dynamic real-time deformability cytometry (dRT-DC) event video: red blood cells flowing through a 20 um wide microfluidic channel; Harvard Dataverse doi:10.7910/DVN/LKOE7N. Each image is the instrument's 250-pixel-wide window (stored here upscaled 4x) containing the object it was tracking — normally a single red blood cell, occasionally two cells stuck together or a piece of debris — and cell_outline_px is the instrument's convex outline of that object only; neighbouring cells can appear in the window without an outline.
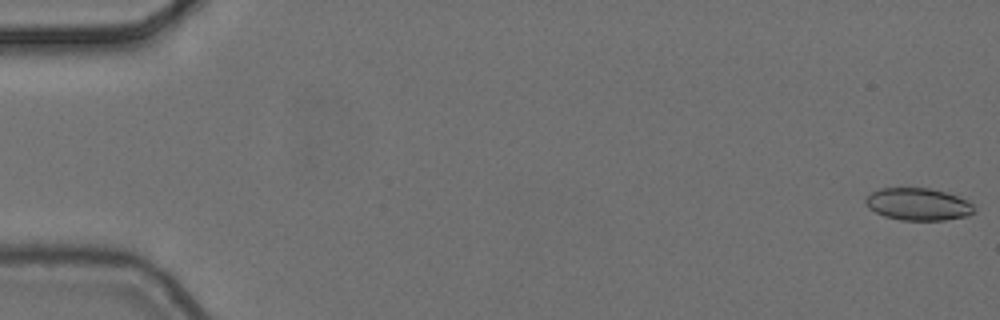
{"species": "common noctule bat (a hibernating species)", "species_latin": "Nyctalus noctula", "temperature_condition": "cold", "stored_images_in_passage": 9, "camera_frame_rate_fps": 3000, "um_per_image_px": 0.085, "animal": {"sex": "female", "body_mass_g": 24.6, "forearm_length_mm": 56.2}, "frame": {"image": 1, "passage_image": 1, "time_ms": 0.0, "image_size_px": [1000, 320], "cell_outline_px": [[976, 212], [968, 216], [944, 220], [900, 220], [884, 216], [868, 208], [864, 200], [872, 192], [880, 188], [928, 188], [944, 192], [968, 200], [972, 204]], "centroid_in_image_um": [78.05, 17.37], "position_along_channel_um": 7.0, "area_um2": 20.4}}
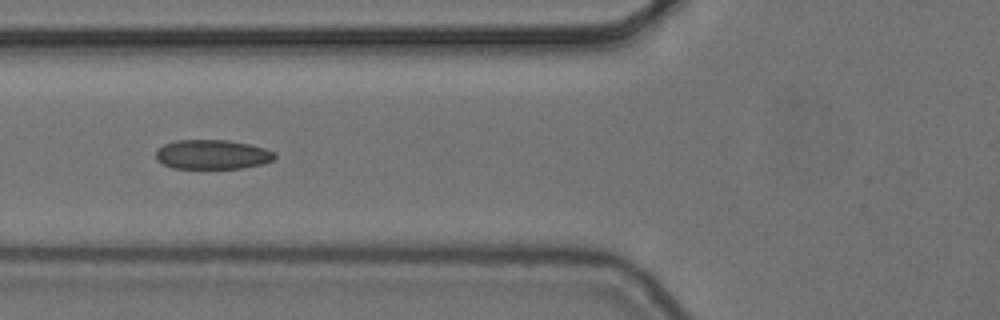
{"frame": {"image": 2, "passage_image": 6, "time_ms": 1.667, "image_size_px": [1000, 320], "cell_outline_px": [[276, 156], [272, 160], [264, 164], [244, 168], [172, 168], [156, 160], [156, 152], [164, 144], [176, 140], [228, 140], [248, 144], [264, 148], [272, 152]], "centroid_in_image_um": [18.04, 13.13], "position_along_channel_um": 107.8, "area_um2": 20.29}}
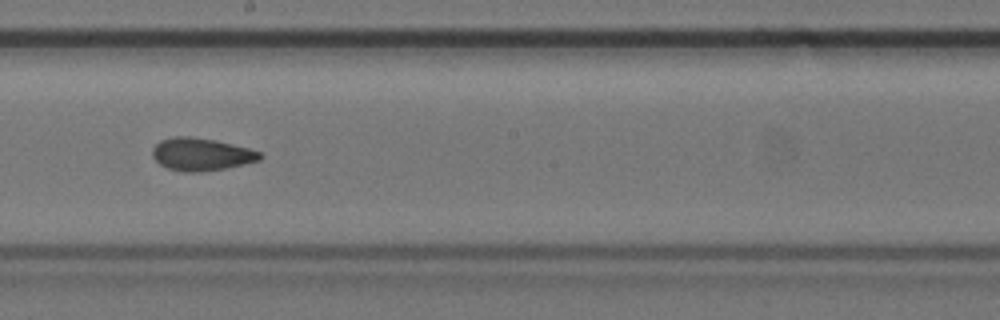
{"frame": {"image": 3, "passage_image": 9, "time_ms": 2.667, "image_size_px": [1000, 320], "cell_outline_px": [[264, 156], [260, 160], [244, 164], [224, 168], [196, 172], [184, 172], [168, 168], [160, 164], [152, 156], [152, 148], [160, 140], [172, 136], [188, 136], [216, 140], [248, 148], [260, 152]], "centroid_in_image_um": [17.09, 13.1], "position_along_channel_um": 231.1, "area_um2": 20.4}}